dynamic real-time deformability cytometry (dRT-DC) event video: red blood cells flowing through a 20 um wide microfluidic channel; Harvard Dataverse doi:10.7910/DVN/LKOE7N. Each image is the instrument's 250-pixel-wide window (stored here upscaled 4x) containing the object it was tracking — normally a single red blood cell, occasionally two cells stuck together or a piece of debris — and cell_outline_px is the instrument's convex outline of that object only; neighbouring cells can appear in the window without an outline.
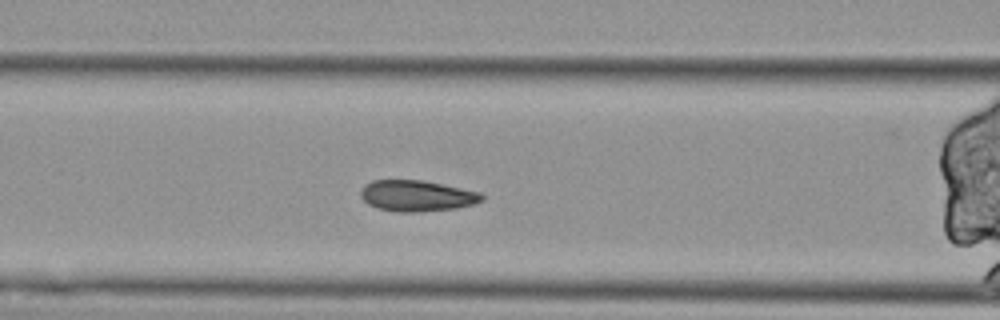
{"species": "Egyptian fruit bat (a non-hibernating species)", "species_latin": "Rousettus aegyptiacus", "temperature_condition": "cold", "stored_images_in_passage": 49, "camera_frame_rate_fps": 3000, "um_per_image_px": 0.085, "animal": {"sex": "female"}, "frame": {"image": 1, "passage_image": 19, "time_ms": 6.0, "image_size_px": [1000, 320], "cell_outline_px": [[484, 200], [476, 204], [456, 208], [420, 212], [396, 212], [376, 208], [368, 204], [360, 196], [360, 192], [364, 184], [372, 180], [420, 180], [480, 192], [484, 196]], "centroid_in_image_um": [35.42, 16.65], "position_along_channel_um": 131.2, "area_um2": 22.02}}
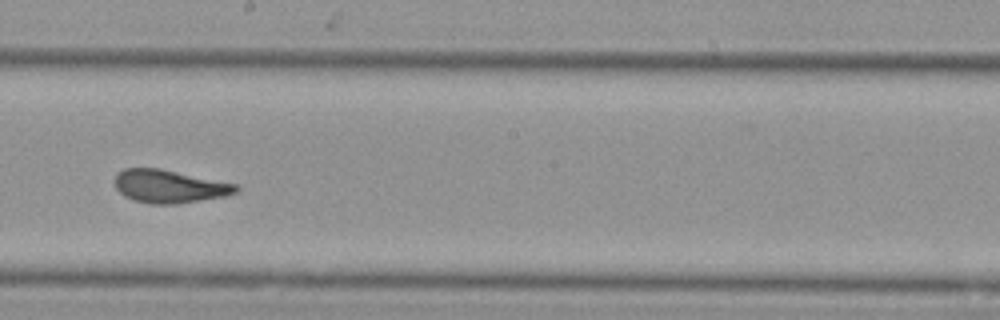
{"frame": {"image": 2, "passage_image": 28, "time_ms": 9.0, "image_size_px": [1000, 320], "cell_outline_px": [[240, 188], [236, 192], [228, 196], [176, 204], [152, 204], [136, 200], [124, 196], [116, 188], [112, 180], [116, 172], [124, 168], [160, 168], [236, 184]], "centroid_in_image_um": [14.36, 15.83], "position_along_channel_um": 233.8, "area_um2": 23.52}}
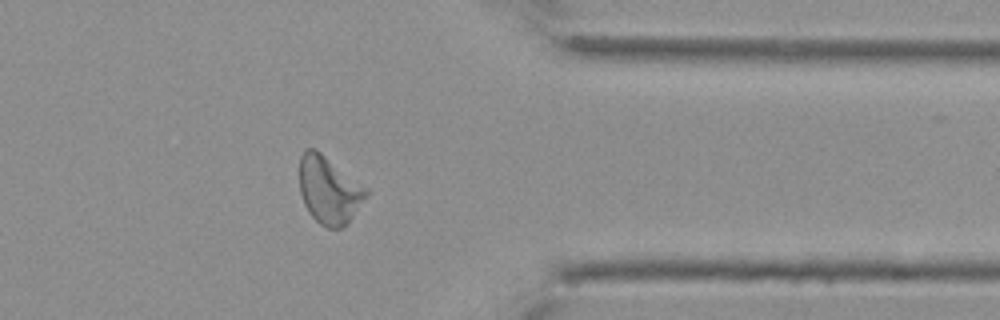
{"frame": {"image": 3, "passage_image": 42, "time_ms": 13.667, "image_size_px": [1000, 320], "cell_outline_px": [[368, 192], [348, 224], [340, 228], [328, 228], [320, 224], [308, 212], [304, 204], [300, 192], [300, 156], [308, 148], [316, 148], [368, 188]], "centroid_in_image_um": [27.96, 16.15], "position_along_channel_um": 383.4, "area_um2": 26.13}, "authors_computed_cell_mechanics": {"area_um2": 24.4494, "velocity_mm_per_s": 3.4407, "shape_relaxation_time_tau1_ms": null, "shape_relaxation_time_tau2_ms": 1.1622, "deformation_change_tau1": null, "deformation_change_tau2": 0.1008}}